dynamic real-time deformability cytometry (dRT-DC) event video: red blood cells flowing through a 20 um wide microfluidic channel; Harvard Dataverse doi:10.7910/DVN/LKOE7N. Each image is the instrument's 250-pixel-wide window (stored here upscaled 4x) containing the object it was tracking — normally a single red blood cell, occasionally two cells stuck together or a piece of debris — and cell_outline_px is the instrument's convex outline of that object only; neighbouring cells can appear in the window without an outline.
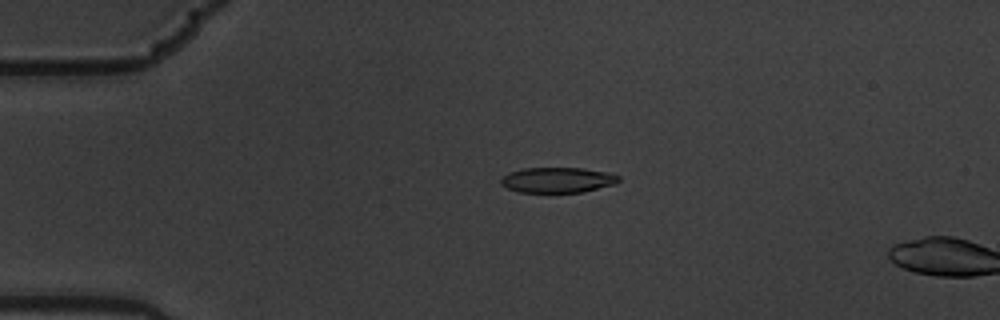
{"species": "common noctule bat (a hibernating species)", "species_latin": "Nyctalus noctula", "temperature_condition": "warm", "stored_images_in_passage": 5, "camera_frame_rate_fps": 3000, "um_per_image_px": 0.085, "animal": {"sex": "male", "body_mass_g": 19.5, "forearm_length_mm": 54.6}, "frame": {"image": 1, "passage_image": 4, "time_ms": 1.0, "image_size_px": [1000, 320], "cell_outline_px": [[620, 180], [616, 184], [580, 192], [520, 192], [508, 188], [500, 184], [500, 180], [508, 172], [524, 168], [580, 168], [608, 172], [620, 176]], "centroid_in_image_um": [47.4, 15.29], "position_along_channel_um": 37.6, "area_um2": 17.34}}